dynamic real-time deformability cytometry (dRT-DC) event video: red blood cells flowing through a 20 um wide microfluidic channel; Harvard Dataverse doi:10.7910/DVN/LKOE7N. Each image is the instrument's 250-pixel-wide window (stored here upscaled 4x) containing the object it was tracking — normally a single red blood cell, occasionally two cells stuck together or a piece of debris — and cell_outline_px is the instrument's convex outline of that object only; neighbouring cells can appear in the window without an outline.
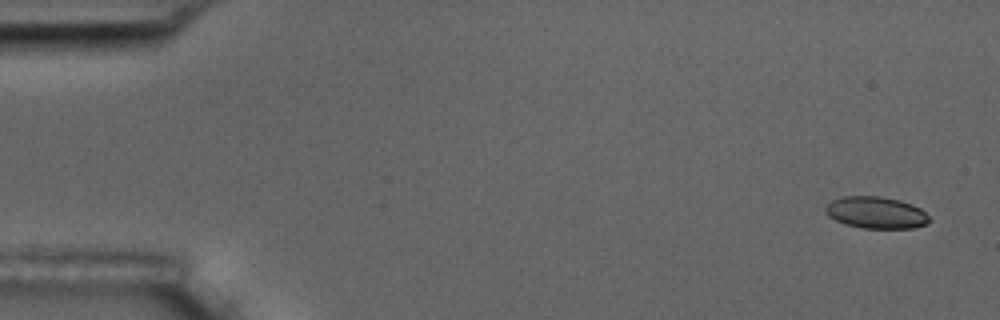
{"species": "common noctule bat (a hibernating species)", "species_latin": "Nyctalus noctula", "temperature_condition": "room temperature", "stored_images_in_passage": 5, "camera_frame_rate_fps": 3000, "um_per_image_px": 0.085, "animal": {"sex": "male", "body_mass_g": 17.5, "forearm_length_mm": 52.3}, "frame": {"image": 1, "passage_image": 1, "time_ms": 0.0, "image_size_px": [1000, 320], "cell_outline_px": [[932, 220], [928, 224], [912, 228], [860, 228], [844, 224], [828, 216], [824, 212], [824, 208], [832, 200], [844, 196], [880, 196], [900, 200], [912, 204], [920, 208]], "centroid_in_image_um": [74.46, 18.07], "position_along_channel_um": 10.5, "area_um2": 19.42}}
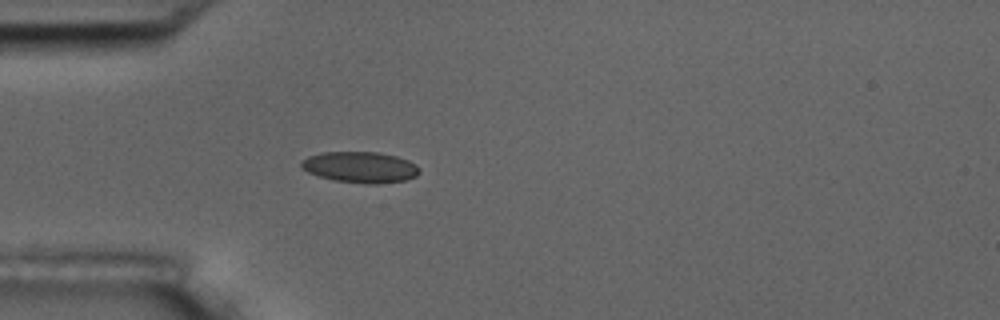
{"frame": {"image": 2, "passage_image": 5, "time_ms": 1.333, "image_size_px": [1000, 320], "cell_outline_px": [[420, 172], [416, 176], [404, 180], [380, 184], [364, 184], [332, 180], [308, 172], [300, 168], [300, 160], [308, 156], [324, 152], [376, 152], [396, 156], [408, 160], [416, 164], [420, 168]], "centroid_in_image_um": [30.61, 14.22], "position_along_channel_um": 54.4, "area_um2": 21.56}}